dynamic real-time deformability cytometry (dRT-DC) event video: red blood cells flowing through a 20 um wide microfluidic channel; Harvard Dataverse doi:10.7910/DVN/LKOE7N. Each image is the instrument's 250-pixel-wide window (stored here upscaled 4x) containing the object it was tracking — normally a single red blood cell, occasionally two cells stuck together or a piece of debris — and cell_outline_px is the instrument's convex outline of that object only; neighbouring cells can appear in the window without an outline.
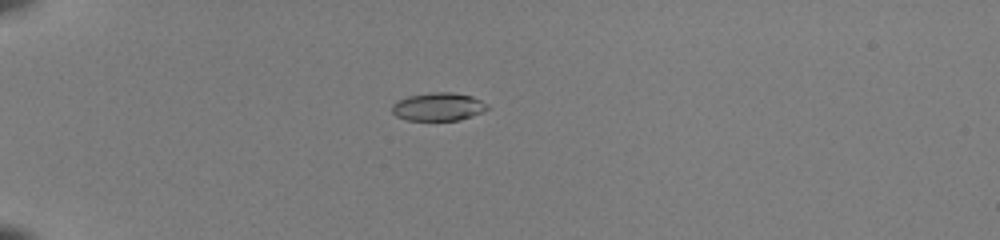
{"species": "common noctule bat (a hibernating species)", "species_latin": "Nyctalus noctula", "temperature_condition": "room temperature", "stored_images_in_passage": 40, "camera_frame_rate_fps": 3000, "um_per_image_px": 0.085, "animal": {"sex": "female", "body_mass_g": 22.0, "forearm_length_mm": 56.7}, "frame": {"image": 1, "passage_image": 3, "time_ms": 0.667, "image_size_px": [1000, 240], "cell_outline_px": [[488, 108], [484, 112], [460, 120], [408, 120], [396, 116], [392, 112], [392, 104], [408, 96], [432, 92], [452, 92], [472, 96], [488, 104]], "centroid_in_image_um": [37.28, 9.07], "position_along_channel_um": 47.7, "area_um2": 15.61}}
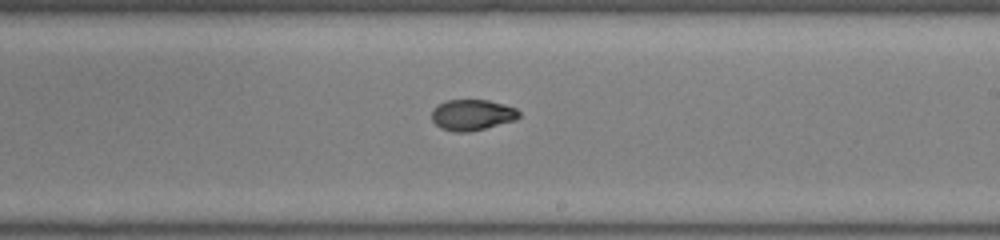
{"frame": {"image": 2, "passage_image": 21, "time_ms": 6.667, "image_size_px": [1000, 240], "cell_outline_px": [[520, 116], [516, 120], [468, 132], [452, 132], [440, 128], [432, 120], [432, 108], [436, 104], [448, 100], [488, 100], [504, 104], [516, 108], [520, 112]], "centroid_in_image_um": [40.11, 9.76], "position_along_channel_um": 248.9, "area_um2": 15.84}}
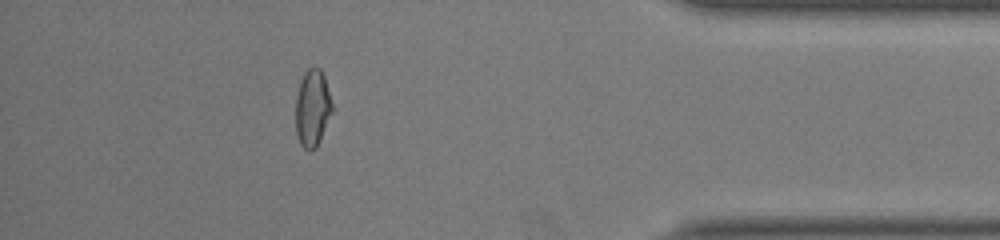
{"frame": {"image": 3, "passage_image": 35, "time_ms": 11.333, "image_size_px": [1000, 240], "cell_outline_px": [[332, 112], [320, 140], [316, 148], [308, 152], [300, 144], [296, 132], [296, 96], [300, 80], [304, 72], [308, 68], [320, 68], [324, 76], [332, 104]], "centroid_in_image_um": [26.54, 9.21], "position_along_channel_um": 408.7, "area_um2": 16.36}, "authors_computed_cell_mechanics": {"area_um2": 16.2418, "velocity_mm_per_s": 4.0188, "shape_relaxation_time_tau1_ms": 4.6443, "shape_relaxation_time_tau2_ms": 1.5869, "deformation_change_tau1": 0.2031, "deformation_change_tau2": 0.0536}}